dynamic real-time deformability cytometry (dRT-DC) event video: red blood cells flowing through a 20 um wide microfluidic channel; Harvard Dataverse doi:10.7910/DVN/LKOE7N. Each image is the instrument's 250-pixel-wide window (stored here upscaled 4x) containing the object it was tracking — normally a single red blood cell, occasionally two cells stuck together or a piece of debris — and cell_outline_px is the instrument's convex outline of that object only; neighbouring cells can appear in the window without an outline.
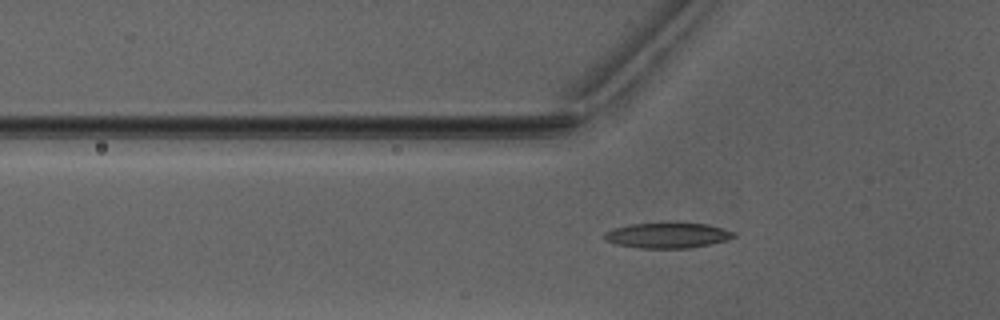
{"species": "Egyptian fruit bat (a non-hibernating species)", "species_latin": "Rousettus aegyptiacus", "temperature_condition": "warm", "stored_images_in_passage": 51, "camera_frame_rate_fps": 3000, "um_per_image_px": 0.085, "animal": {"sex": "male"}, "frame": {"image": 1, "passage_image": 18, "time_ms": 5.667, "image_size_px": [1000, 320], "cell_outline_px": [[736, 236], [724, 240], [708, 244], [688, 248], [636, 248], [616, 244], [604, 240], [604, 232], [612, 228], [628, 224], [704, 224], [724, 228], [736, 232]], "centroid_in_image_um": [56.68, 20.02], "position_along_channel_um": 69.1, "area_um2": 18.84}}
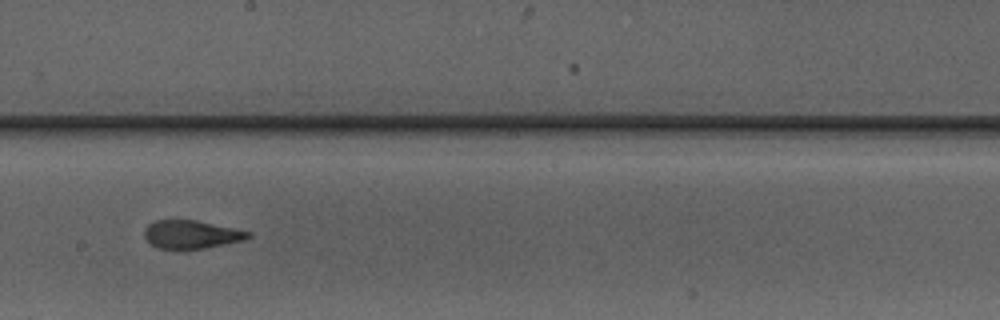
{"frame": {"image": 2, "passage_image": 30, "time_ms": 9.667, "image_size_px": [1000, 320], "cell_outline_px": [[252, 236], [244, 240], [204, 248], [180, 252], [156, 248], [144, 236], [144, 228], [148, 224], [156, 220], [196, 220], [252, 232]], "centroid_in_image_um": [16.23, 19.96], "position_along_channel_um": 232.0, "area_um2": 17.57}}
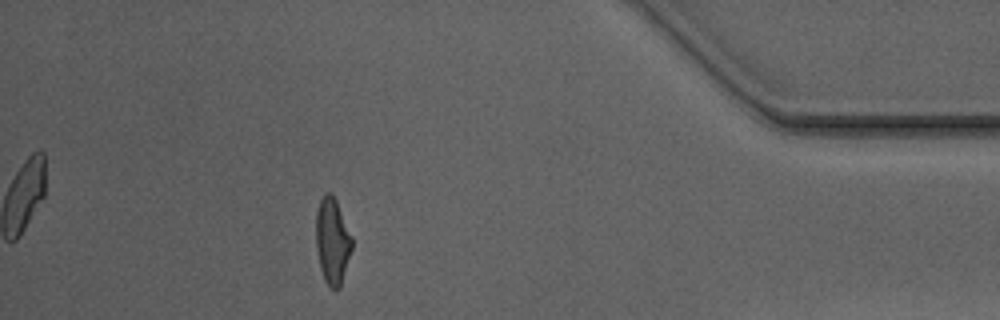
{"frame": {"image": 3, "passage_image": 46, "time_ms": 15.0, "image_size_px": [1000, 320], "cell_outline_px": [[352, 248], [340, 288], [336, 292], [324, 280], [320, 268], [316, 248], [316, 212], [320, 200], [324, 192], [328, 192], [336, 200], [352, 236]], "centroid_in_image_um": [28.25, 20.5], "position_along_channel_um": 407.0, "area_um2": 18.09}, "authors_computed_cell_mechanics": {"area_um2": 18.3804, "velocity_mm_per_s": 4.093, "shape_relaxation_time_tau1_ms": 7.6837, "shape_relaxation_time_tau2_ms": 1.203, "deformation_change_tau1": 0.233, "deformation_change_tau2": 0.0912}}